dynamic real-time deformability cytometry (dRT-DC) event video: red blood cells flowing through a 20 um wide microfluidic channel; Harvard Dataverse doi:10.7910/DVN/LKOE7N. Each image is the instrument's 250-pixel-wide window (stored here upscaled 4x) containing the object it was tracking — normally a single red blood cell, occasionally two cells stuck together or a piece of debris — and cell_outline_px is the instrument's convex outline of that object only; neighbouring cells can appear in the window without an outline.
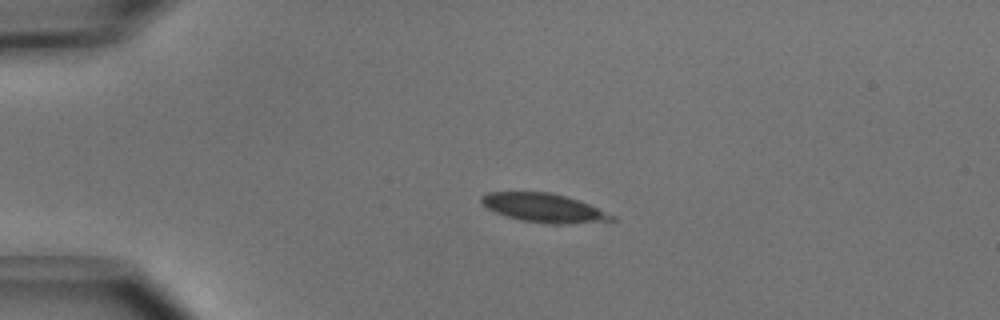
{"species": "common noctule bat (a hibernating species)", "species_latin": "Nyctalus noctula", "temperature_condition": "cold", "stored_images_in_passage": 15, "camera_frame_rate_fps": 3000, "um_per_image_px": 0.085, "animal": {"sex": "male", "body_mass_g": 15.6}, "frame": {"image": 1, "passage_image": 12, "time_ms": 3.667, "image_size_px": [1000, 320], "cell_outline_px": [[616, 220], [560, 224], [552, 224], [524, 220], [508, 216], [496, 212], [488, 208], [480, 200], [480, 196], [488, 192], [548, 192], [564, 196], [588, 204], [616, 216]], "centroid_in_image_um": [46.22, 17.66], "position_along_channel_um": 38.8, "area_um2": 21.33}}